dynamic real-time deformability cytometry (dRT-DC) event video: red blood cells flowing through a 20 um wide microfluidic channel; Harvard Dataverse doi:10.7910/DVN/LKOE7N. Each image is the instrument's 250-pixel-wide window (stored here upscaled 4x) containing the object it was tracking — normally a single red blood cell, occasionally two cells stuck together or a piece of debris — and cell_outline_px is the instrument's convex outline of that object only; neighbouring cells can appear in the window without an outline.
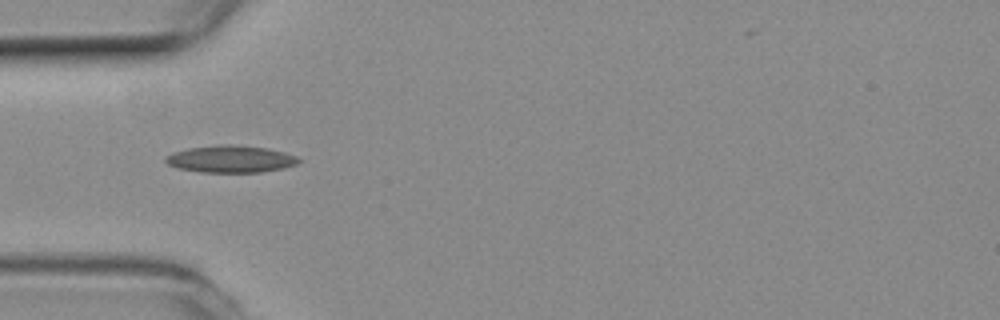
{"species": "common noctule bat (a hibernating species)", "species_latin": "Nyctalus noctula", "temperature_condition": "room temperature", "stored_images_in_passage": 5, "camera_frame_rate_fps": 3000, "um_per_image_px": 0.085, "animal": {"sex": "female", "body_mass_g": 19.3, "forearm_length_mm": 54.1}, "frame": {"image": 1, "passage_image": 3, "time_ms": 0.667, "image_size_px": [1000, 320], "cell_outline_px": [[300, 160], [296, 164], [284, 168], [260, 172], [200, 172], [176, 168], [168, 164], [164, 160], [164, 156], [172, 152], [188, 148], [216, 144], [232, 144], [268, 148], [284, 152], [296, 156]], "centroid_in_image_um": [19.55, 13.51], "position_along_channel_um": 65.4, "area_um2": 21.21}}
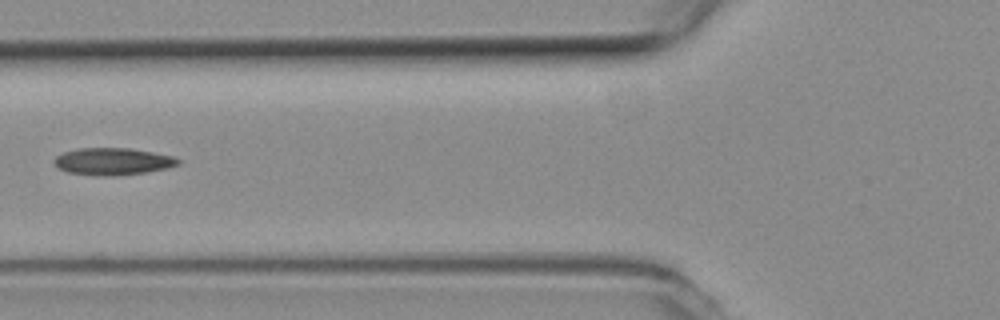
{"frame": {"image": 2, "passage_image": 4, "time_ms": 1.0, "image_size_px": [1000, 320], "cell_outline_px": [[180, 164], [168, 168], [144, 172], [116, 176], [96, 176], [68, 172], [60, 168], [52, 160], [56, 156], [64, 152], [80, 148], [128, 148], [152, 152], [172, 156], [180, 160]], "centroid_in_image_um": [9.59, 13.73], "position_along_channel_um": 116.2, "area_um2": 19.48}}
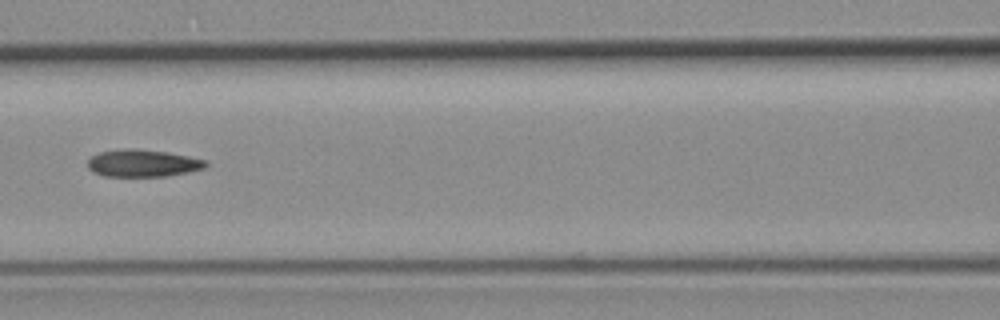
{"frame": {"image": 3, "passage_image": 5, "time_ms": 1.333, "image_size_px": [1000, 320], "cell_outline_px": [[208, 164], [204, 168], [188, 172], [164, 176], [104, 176], [92, 172], [88, 168], [88, 160], [92, 156], [100, 152], [124, 148], [136, 148], [168, 152], [208, 160]], "centroid_in_image_um": [12.14, 13.86], "position_along_channel_um": 154.5, "area_um2": 18.84}}